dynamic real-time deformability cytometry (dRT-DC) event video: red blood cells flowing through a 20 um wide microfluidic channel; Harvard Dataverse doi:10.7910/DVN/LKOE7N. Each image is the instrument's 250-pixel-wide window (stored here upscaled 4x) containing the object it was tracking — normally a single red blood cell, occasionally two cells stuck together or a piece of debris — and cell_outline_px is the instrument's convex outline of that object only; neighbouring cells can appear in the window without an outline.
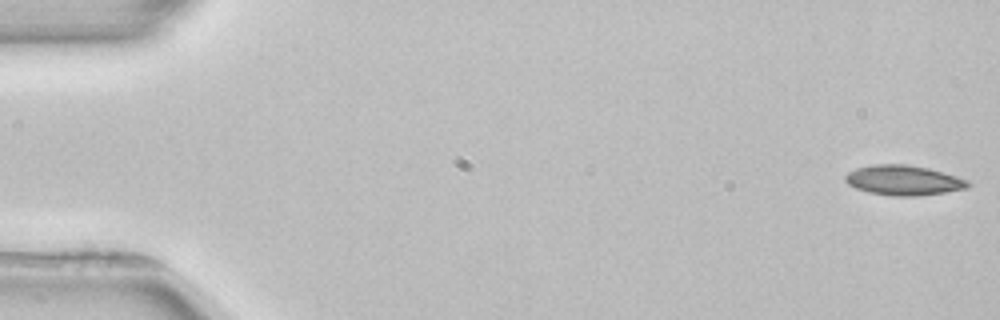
{"species": "common noctule bat (a hibernating species)", "species_latin": "Nyctalus noctula", "temperature_condition": "room temperature", "stored_images_in_passage": 6, "camera_frame_rate_fps": 3000, "um_per_image_px": 0.085, "animal": {"sex": "female", "body_mass_g": 22.7, "forearm_length_mm": 54.2}, "frame": {"image": 1, "passage_image": 1, "time_ms": 0.0, "image_size_px": [1000, 320], "cell_outline_px": [[972, 184], [968, 188], [920, 196], [892, 196], [868, 192], [856, 188], [848, 184], [844, 180], [844, 176], [848, 172], [856, 168], [872, 164], [904, 164], [928, 168], [956, 176], [968, 180]], "centroid_in_image_um": [76.79, 15.32], "position_along_channel_um": 8.2, "area_um2": 21.5}}
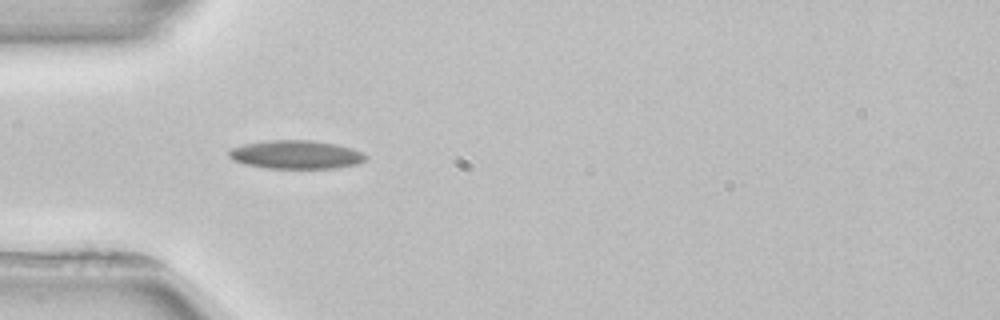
{"frame": {"image": 2, "passage_image": 4, "time_ms": 5.0, "image_size_px": [1000, 320], "cell_outline_px": [[368, 160], [356, 164], [336, 168], [264, 168], [244, 164], [232, 160], [228, 156], [228, 152], [232, 148], [244, 144], [272, 140], [312, 140], [336, 144], [352, 148], [368, 156]], "centroid_in_image_um": [25.16, 13.15], "position_along_channel_um": 59.8, "area_um2": 22.77}}